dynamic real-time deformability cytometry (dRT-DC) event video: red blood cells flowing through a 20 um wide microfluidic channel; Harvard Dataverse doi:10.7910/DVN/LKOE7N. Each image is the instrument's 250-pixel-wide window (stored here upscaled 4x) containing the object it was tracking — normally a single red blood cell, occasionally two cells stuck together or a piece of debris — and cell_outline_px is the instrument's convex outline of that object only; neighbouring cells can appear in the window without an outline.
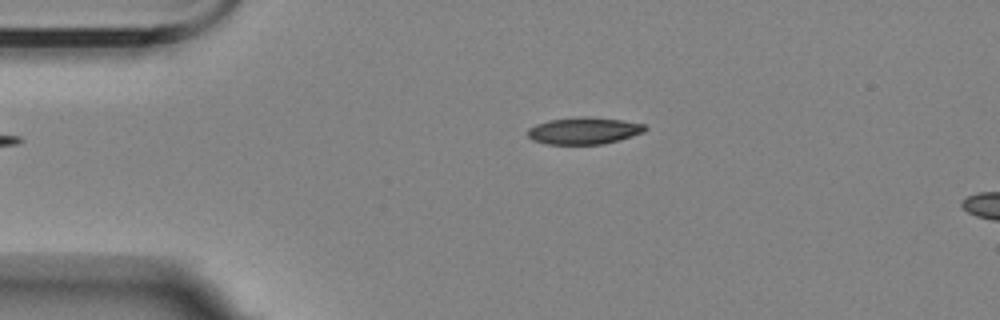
{"species": "Egyptian fruit bat (a non-hibernating species)", "species_latin": "Rousettus aegyptiacus", "temperature_condition": "room temperature", "stored_images_in_passage": 2, "camera_frame_rate_fps": 3000, "um_per_image_px": 0.085, "animal": {"sex": "female"}, "frame": {"image": 1, "passage_image": 1, "time_ms": 0.0, "image_size_px": [1000, 320], "cell_outline_px": [[648, 128], [644, 132], [620, 140], [604, 144], [544, 144], [532, 140], [528, 136], [528, 128], [536, 124], [548, 120], [576, 116], [588, 116], [620, 120], [644, 124]], "centroid_in_image_um": [49.62, 11.11], "position_along_channel_um": 35.4, "area_um2": 18.61}}